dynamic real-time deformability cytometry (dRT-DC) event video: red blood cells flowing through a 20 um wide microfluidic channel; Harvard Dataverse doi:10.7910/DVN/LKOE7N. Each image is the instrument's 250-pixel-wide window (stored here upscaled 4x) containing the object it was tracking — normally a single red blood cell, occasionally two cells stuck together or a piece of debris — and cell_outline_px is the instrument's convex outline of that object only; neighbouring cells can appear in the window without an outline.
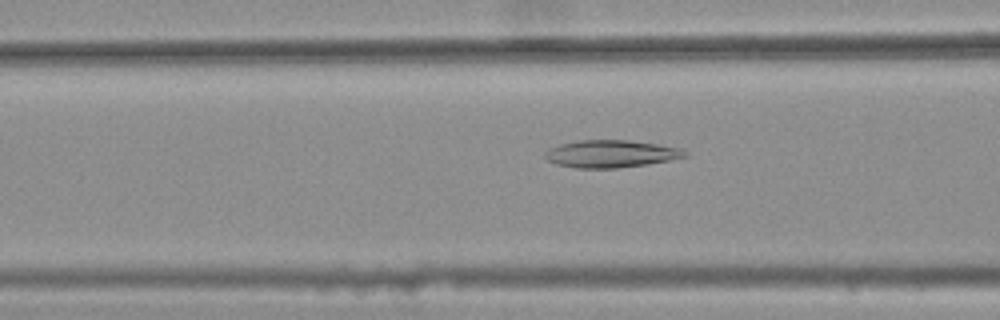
{"species": "common noctule bat (a hibernating species)", "species_latin": "Nyctalus noctula", "temperature_condition": "warm", "stored_images_in_passage": 31, "camera_frame_rate_fps": 3000, "um_per_image_px": 0.085, "animal": {"sex": "female", "body_mass_g": 25.1}, "frame": {"image": 1, "passage_image": 21, "time_ms": 6.667, "image_size_px": [1000, 320], "cell_outline_px": [[688, 156], [648, 164], [616, 168], [576, 168], [556, 164], [548, 160], [544, 156], [552, 148], [560, 144], [576, 140], [628, 140], [656, 144], [680, 148], [688, 152]], "centroid_in_image_um": [51.95, 13.07], "position_along_channel_um": 114.7, "area_um2": 22.14}}
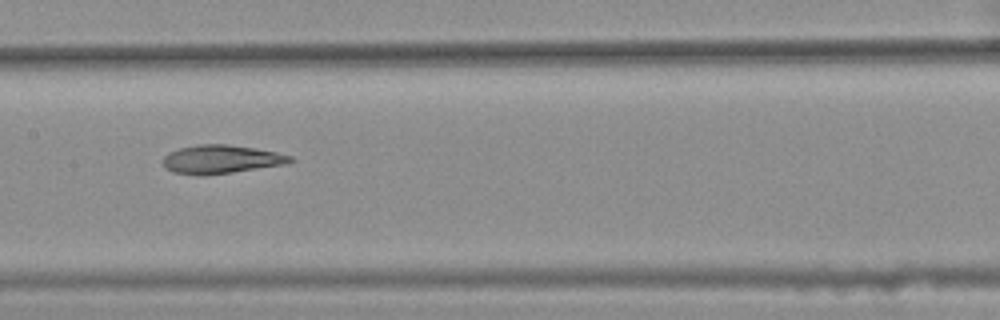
{"frame": {"image": 2, "passage_image": 27, "time_ms": 8.667, "image_size_px": [1000, 320], "cell_outline_px": [[296, 160], [284, 164], [232, 172], [172, 172], [164, 168], [164, 156], [168, 152], [180, 148], [200, 144], [228, 144], [256, 148], [276, 152], [292, 156]], "centroid_in_image_um": [18.85, 13.49], "position_along_channel_um": 188.6, "area_um2": 20.29}}
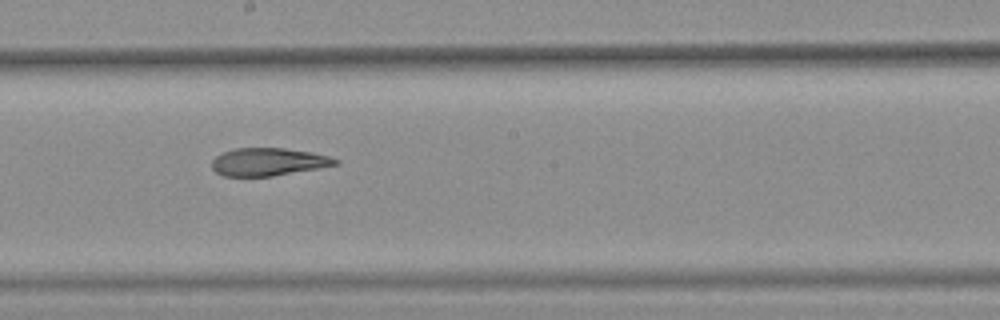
{"frame": {"image": 3, "passage_image": 30, "time_ms": 9.667, "image_size_px": [1000, 320], "cell_outline_px": [[340, 164], [272, 176], [224, 176], [216, 172], [212, 168], [212, 160], [216, 156], [232, 148], [284, 148], [312, 152], [328, 156], [340, 160]], "centroid_in_image_um": [22.8, 13.75], "position_along_channel_um": 225.4, "area_um2": 19.94}}